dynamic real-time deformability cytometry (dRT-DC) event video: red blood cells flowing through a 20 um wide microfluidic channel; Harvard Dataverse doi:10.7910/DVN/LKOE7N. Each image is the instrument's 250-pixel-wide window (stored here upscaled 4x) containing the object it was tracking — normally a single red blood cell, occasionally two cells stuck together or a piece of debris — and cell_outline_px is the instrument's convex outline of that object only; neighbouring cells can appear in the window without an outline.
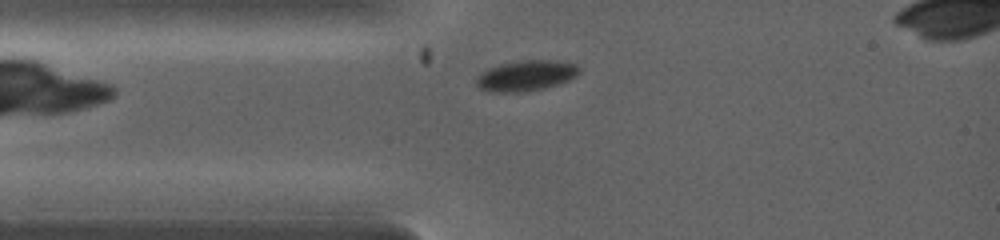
{"species": "common noctule bat (a hibernating species)", "species_latin": "Nyctalus noctula", "temperature_condition": "warm", "stored_images_in_passage": 12, "camera_frame_rate_fps": 5000, "um_per_image_px": 0.085, "animal": {"sex": "female", "body_mass_g": 19.0, "forearm_length_mm": 53.3}, "frame": {"image": 1, "passage_image": 10, "time_ms": 1.2, "image_size_px": [1000, 240], "cell_outline_px": [[580, 72], [576, 76], [568, 80], [544, 88], [520, 92], [492, 92], [480, 88], [476, 84], [476, 76], [488, 68], [500, 64], [516, 60], [556, 60], [576, 64], [580, 68]], "centroid_in_image_um": [44.7, 6.41], "position_along_channel_um": 40.3, "area_um2": 18.38}}